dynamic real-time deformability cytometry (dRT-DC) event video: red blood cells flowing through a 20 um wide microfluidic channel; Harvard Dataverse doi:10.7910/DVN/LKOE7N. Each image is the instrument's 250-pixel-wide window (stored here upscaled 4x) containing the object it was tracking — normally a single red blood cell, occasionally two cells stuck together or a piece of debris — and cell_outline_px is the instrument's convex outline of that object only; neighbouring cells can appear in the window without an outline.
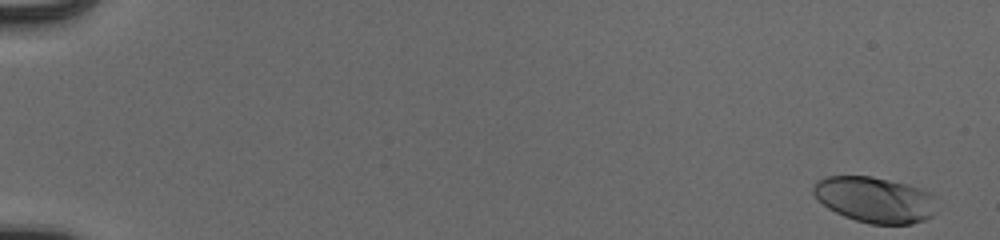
{"species": "human", "species_latin": "Homo sapiens", "temperature_condition": "cold", "stored_images_in_passage": 54, "camera_frame_rate_fps": 3000, "um_per_image_px": 0.085, "donor": {"sex": "male"}, "frame": {"image": 1, "passage_image": 1, "time_ms": 0.0, "image_size_px": [1000, 240], "cell_outline_px": [[932, 216], [924, 220], [912, 224], [868, 224], [844, 216], [828, 208], [812, 192], [812, 188], [816, 180], [828, 176], [872, 176], [908, 184], [920, 188], [928, 192], [932, 196]], "centroid_in_image_um": [74.31, 16.96], "position_along_channel_um": 10.7, "area_um2": 32.6}}
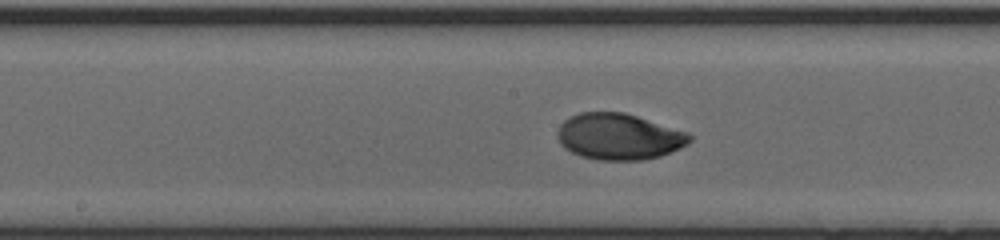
{"frame": {"image": 2, "passage_image": 30, "time_ms": 9.667, "image_size_px": [1000, 240], "cell_outline_px": [[692, 140], [688, 144], [680, 148], [660, 156], [644, 160], [596, 160], [580, 156], [564, 148], [560, 144], [556, 136], [556, 132], [560, 124], [564, 120], [580, 112], [624, 112], [688, 132], [692, 136]], "centroid_in_image_um": [52.59, 11.62], "position_along_channel_um": 195.6, "area_um2": 35.84}}
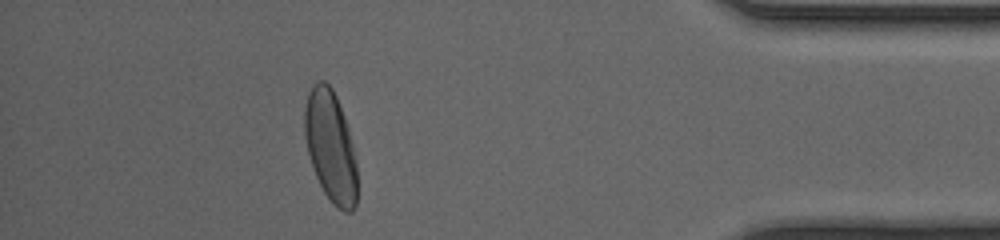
{"frame": {"image": 3, "passage_image": 49, "time_ms": 16.0, "image_size_px": [1000, 240], "cell_outline_px": [[356, 208], [352, 212], [344, 212], [336, 208], [332, 204], [324, 192], [316, 176], [308, 152], [304, 136], [304, 108], [308, 92], [316, 80], [324, 80], [332, 88], [336, 96], [344, 116], [348, 128], [356, 156]], "centroid_in_image_um": [28.1, 12.45], "position_along_channel_um": 407.1, "area_um2": 34.28}, "authors_computed_cell_mechanics": {"area_um2": 34.2465, "velocity_mm_per_s": 3.9124, "shape_relaxation_time_tau1_ms": 3.3106, "shape_relaxation_time_tau2_ms": 0.8724, "deformation_change_tau1": 0.1675, "deformation_change_tau2": 0.0301}}